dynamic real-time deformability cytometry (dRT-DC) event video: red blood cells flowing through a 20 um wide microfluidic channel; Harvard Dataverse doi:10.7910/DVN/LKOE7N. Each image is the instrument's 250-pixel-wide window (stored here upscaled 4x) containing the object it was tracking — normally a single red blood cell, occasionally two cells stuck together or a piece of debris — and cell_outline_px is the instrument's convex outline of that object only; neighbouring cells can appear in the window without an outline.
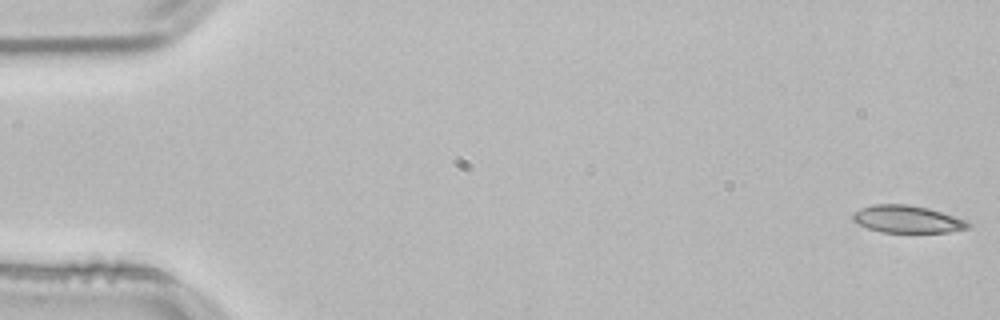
{"species": "common noctule bat (a hibernating species)", "species_latin": "Nyctalus noctula", "temperature_condition": "room temperature", "stored_images_in_passage": 53, "camera_frame_rate_fps": 3000, "um_per_image_px": 0.085, "animal": {"sex": "male", "body_mass_g": 21.5, "forearm_length_mm": 52.0}, "frame": {"image": 1, "passage_image": 1, "time_ms": 0.0, "image_size_px": [1000, 320], "cell_outline_px": [[972, 224], [968, 228], [948, 232], [880, 232], [856, 224], [852, 220], [852, 212], [860, 208], [872, 204], [908, 204], [928, 208], [964, 220]], "centroid_in_image_um": [77.03, 18.63], "position_along_channel_um": 8.0, "area_um2": 18.38}}
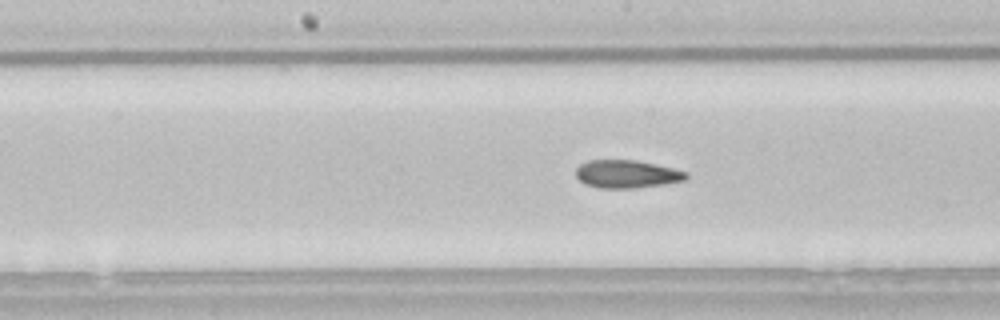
{"frame": {"image": 2, "passage_image": 27, "time_ms": 8.667, "image_size_px": [1000, 320], "cell_outline_px": [[688, 176], [684, 180], [664, 184], [632, 188], [600, 188], [584, 184], [576, 176], [576, 168], [580, 164], [588, 160], [636, 160], [656, 164], [688, 172]], "centroid_in_image_um": [53.26, 14.79], "position_along_channel_um": 194.9, "area_um2": 17.92}}
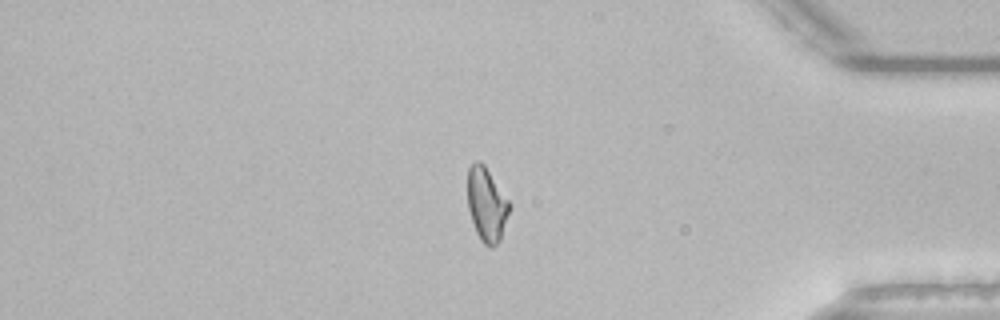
{"frame": {"image": 3, "passage_image": 45, "time_ms": 14.667, "image_size_px": [1000, 320], "cell_outline_px": [[508, 212], [500, 240], [492, 248], [488, 248], [480, 240], [476, 232], [468, 208], [468, 168], [476, 160], [480, 160], [484, 164], [508, 200]], "centroid_in_image_um": [41.33, 17.38], "position_along_channel_um": 393.9, "area_um2": 17.63}, "authors_computed_cell_mechanics": {"area_um2": 18.496, "velocity_mm_per_s": 3.7993, "shape_relaxation_time_tau1_ms": 9.8431, "shape_relaxation_time_tau2_ms": 3.7323, "deformation_change_tau1": 0.1998, "deformation_change_tau2": 0.103}}